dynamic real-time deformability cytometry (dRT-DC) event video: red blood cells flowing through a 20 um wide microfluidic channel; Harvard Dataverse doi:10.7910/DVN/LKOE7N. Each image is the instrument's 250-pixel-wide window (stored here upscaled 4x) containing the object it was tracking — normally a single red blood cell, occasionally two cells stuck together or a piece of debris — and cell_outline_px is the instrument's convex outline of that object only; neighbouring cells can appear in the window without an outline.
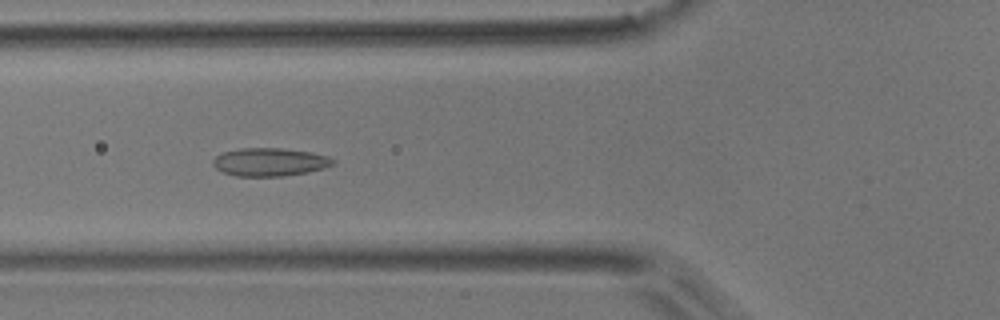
{"species": "common noctule bat (a hibernating species)", "species_latin": "Nyctalus noctula", "temperature_condition": "room temperature", "stored_images_in_passage": 36, "camera_frame_rate_fps": 3000, "um_per_image_px": 0.085, "animal": {"sex": "male", "body_mass_g": 17.9}, "frame": {"image": 1, "passage_image": 9, "time_ms": 2.667, "image_size_px": [1000, 320], "cell_outline_px": [[336, 164], [324, 168], [308, 172], [284, 176], [236, 176], [224, 172], [216, 168], [212, 164], [212, 160], [216, 156], [224, 152], [240, 148], [280, 148], [312, 152], [328, 156], [336, 160]], "centroid_in_image_um": [22.96, 13.77], "position_along_channel_um": 102.8, "area_um2": 19.77}}
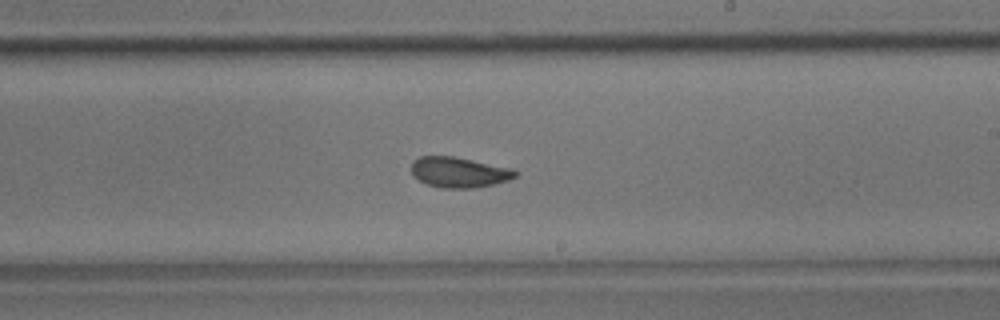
{"frame": {"image": 2, "passage_image": 21, "time_ms": 6.667, "image_size_px": [1000, 320], "cell_outline_px": [[520, 172], [516, 176], [508, 180], [476, 188], [440, 188], [428, 184], [412, 176], [412, 160], [420, 156], [452, 156], [512, 168]], "centroid_in_image_um": [39.01, 14.64], "position_along_channel_um": 250.0, "area_um2": 18.44}}
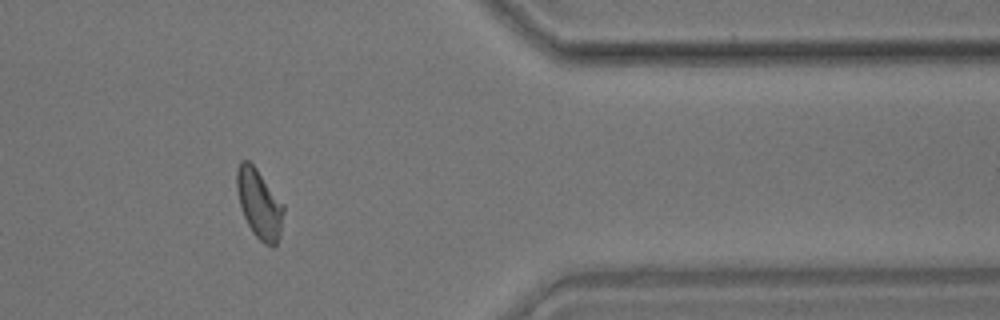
{"frame": {"image": 3, "passage_image": 34, "time_ms": 11.0, "image_size_px": [1000, 320], "cell_outline_px": [[284, 212], [280, 236], [276, 244], [272, 248], [264, 244], [252, 232], [244, 216], [240, 204], [236, 188], [236, 168], [240, 160], [248, 160], [256, 168], [284, 204]], "centroid_in_image_um": [22.04, 17.33], "position_along_channel_um": 389.4, "area_um2": 18.96}, "authors_computed_cell_mechanics": {"area_um2": 18.5538, "velocity_mm_per_s": 3.6747, "shape_relaxation_time_tau1_ms": null, "shape_relaxation_time_tau2_ms": 1.9959, "deformation_change_tau1": null, "deformation_change_tau2": 0.0741}}